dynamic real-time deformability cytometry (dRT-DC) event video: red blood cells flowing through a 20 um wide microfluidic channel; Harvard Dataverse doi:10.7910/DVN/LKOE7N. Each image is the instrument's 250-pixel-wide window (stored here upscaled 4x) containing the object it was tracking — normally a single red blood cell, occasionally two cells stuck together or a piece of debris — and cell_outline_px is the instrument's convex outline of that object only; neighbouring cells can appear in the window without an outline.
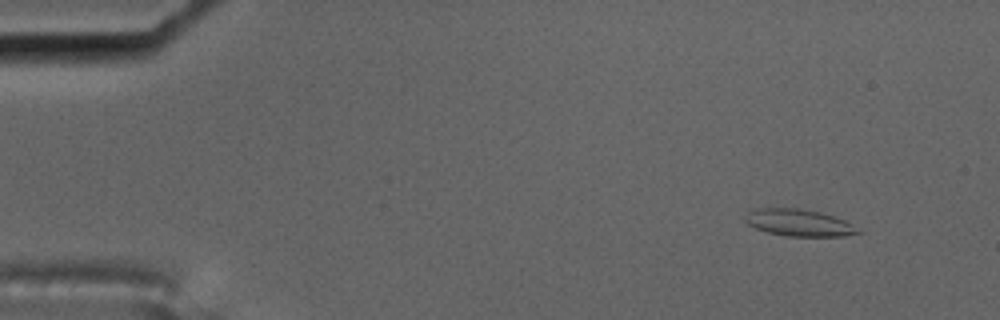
{"species": "common noctule bat (a hibernating species)", "species_latin": "Nyctalus noctula", "temperature_condition": "cold", "stored_images_in_passage": 53, "camera_frame_rate_fps": 3000, "um_per_image_px": 0.085, "animal": {"sex": "male", "body_mass_g": 17.5, "forearm_length_mm": 52.3}, "frame": {"image": 1, "passage_image": 1, "time_ms": 0.0, "image_size_px": [1000, 320], "cell_outline_px": [[860, 232], [844, 236], [788, 236], [768, 232], [756, 228], [748, 224], [744, 220], [744, 216], [748, 212], [756, 208], [796, 208], [820, 212], [844, 220], [860, 228]], "centroid_in_image_um": [67.89, 18.93], "position_along_channel_um": 17.1, "area_um2": 17.57}}
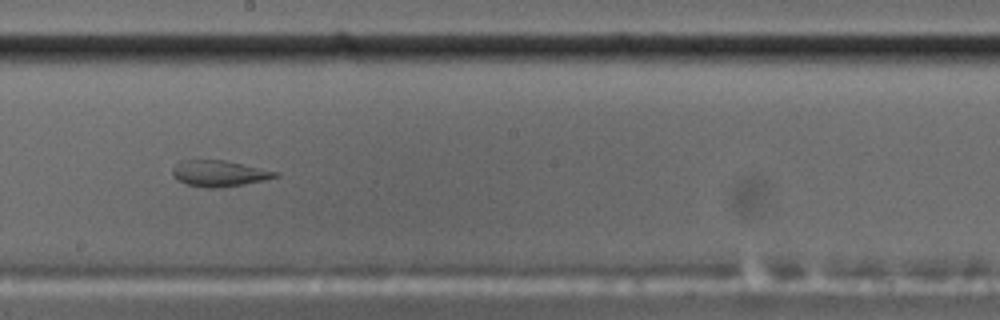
{"frame": {"image": 2, "passage_image": 28, "time_ms": 9.0, "image_size_px": [1000, 320], "cell_outline_px": [[280, 176], [264, 180], [220, 188], [208, 188], [188, 184], [180, 180], [172, 172], [172, 168], [180, 160], [224, 160], [280, 172]], "centroid_in_image_um": [18.67, 14.73], "position_along_channel_um": 229.5, "area_um2": 15.43}}
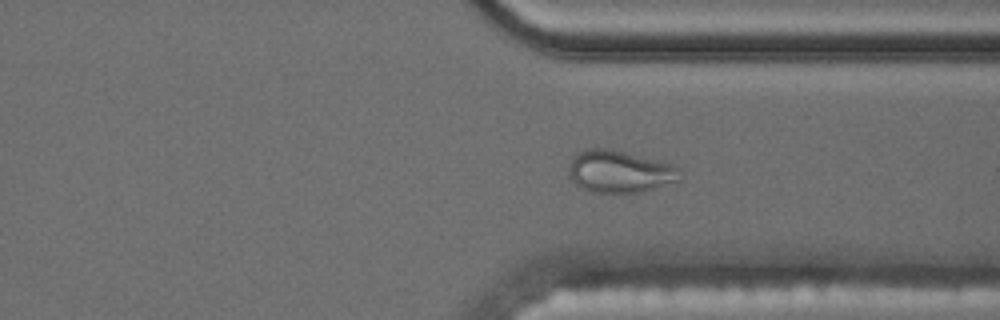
{"frame": {"image": 3, "passage_image": 39, "time_ms": 12.667, "image_size_px": [1000, 320], "cell_outline_px": [[684, 172], [680, 180], [652, 188], [636, 192], [592, 192], [576, 184], [568, 176], [568, 164], [572, 156], [576, 152], [588, 148], [612, 148], [672, 164], [680, 168]], "centroid_in_image_um": [52.65, 14.55], "position_along_channel_um": 358.8, "area_um2": 27.57}}